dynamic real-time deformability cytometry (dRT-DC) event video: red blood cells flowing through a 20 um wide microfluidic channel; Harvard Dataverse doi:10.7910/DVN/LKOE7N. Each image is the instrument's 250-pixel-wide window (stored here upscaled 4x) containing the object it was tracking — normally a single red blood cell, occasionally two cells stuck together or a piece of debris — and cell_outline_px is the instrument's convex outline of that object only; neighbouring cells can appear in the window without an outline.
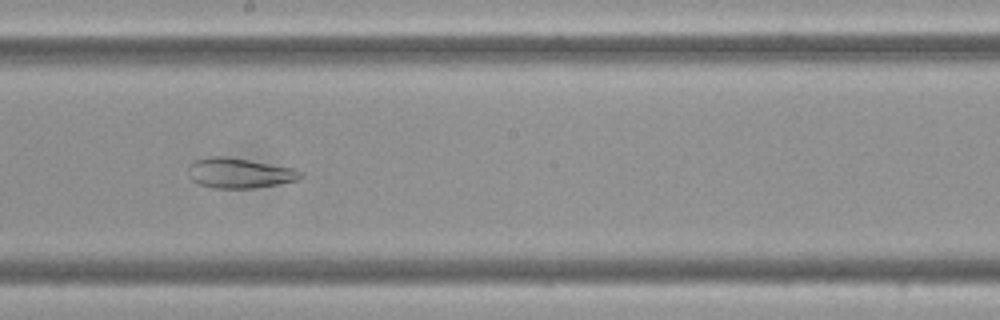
{"species": "Egyptian fruit bat (a non-hibernating species)", "species_latin": "Rousettus aegyptiacus", "temperature_condition": "cold", "stored_images_in_passage": 44, "camera_frame_rate_fps": 3000, "um_per_image_px": 0.085, "frame": {"image": 1, "passage_image": 19, "time_ms": 6.0, "image_size_px": [1000, 320], "cell_outline_px": [[304, 176], [300, 180], [256, 188], [216, 188], [200, 184], [192, 180], [188, 176], [188, 168], [192, 160], [212, 156], [228, 156], [296, 168], [304, 172]], "centroid_in_image_um": [20.4, 14.7], "position_along_channel_um": 227.8, "area_um2": 20.11}, "authors_computed_cell_mechanics": {"area_um2": 26.588, "velocity_mm_per_s": 3.514, "shape_relaxation_time_tau1_ms": null, "shape_relaxation_time_tau2_ms": 2.3906, "deformation_change_tau1": null, "deformation_change_tau2": 0.1107}}